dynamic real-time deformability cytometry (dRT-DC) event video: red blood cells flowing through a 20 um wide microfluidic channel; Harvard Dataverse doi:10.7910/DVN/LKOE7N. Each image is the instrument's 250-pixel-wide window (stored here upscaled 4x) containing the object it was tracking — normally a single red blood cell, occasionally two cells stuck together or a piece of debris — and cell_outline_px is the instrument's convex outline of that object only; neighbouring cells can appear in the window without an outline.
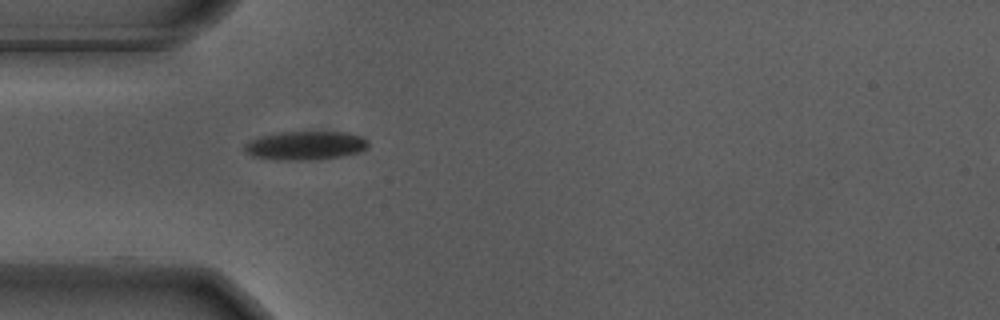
{"species": "Egyptian fruit bat (a non-hibernating species)", "species_latin": "Rousettus aegyptiacus", "temperature_condition": "warm", "stored_images_in_passage": 33, "camera_frame_rate_fps": 3000, "um_per_image_px": 0.085, "animal": {"sex": "male"}, "frame": {"image": 1, "passage_image": 1, "time_ms": 0.0, "image_size_px": [1000, 320], "cell_outline_px": [[368, 144], [360, 152], [344, 156], [312, 160], [276, 160], [252, 156], [244, 148], [244, 144], [260, 136], [280, 132], [348, 132], [360, 136], [368, 140]], "centroid_in_image_um": [25.97, 12.37], "position_along_channel_um": 59.0, "area_um2": 20.69}}
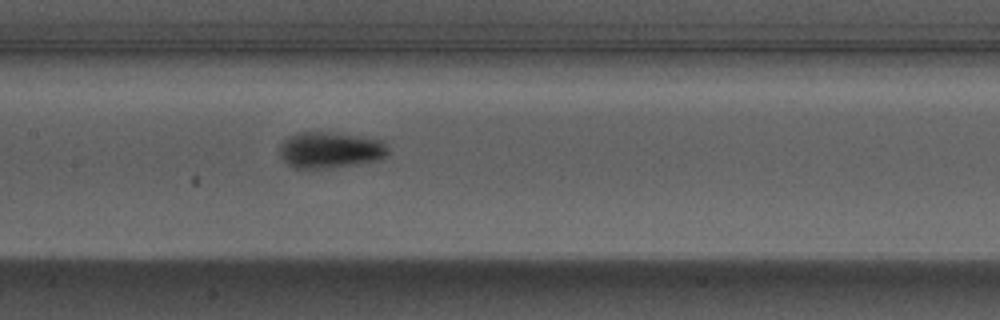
{"frame": {"image": 2, "passage_image": 11, "time_ms": 3.333, "image_size_px": [1000, 320], "cell_outline_px": [[388, 152], [384, 156], [372, 160], [352, 164], [328, 168], [292, 168], [280, 156], [280, 144], [288, 136], [296, 132], [328, 132], [384, 140], [388, 148]], "centroid_in_image_um": [28.0, 12.73], "position_along_channel_um": 179.4, "area_um2": 22.54}}
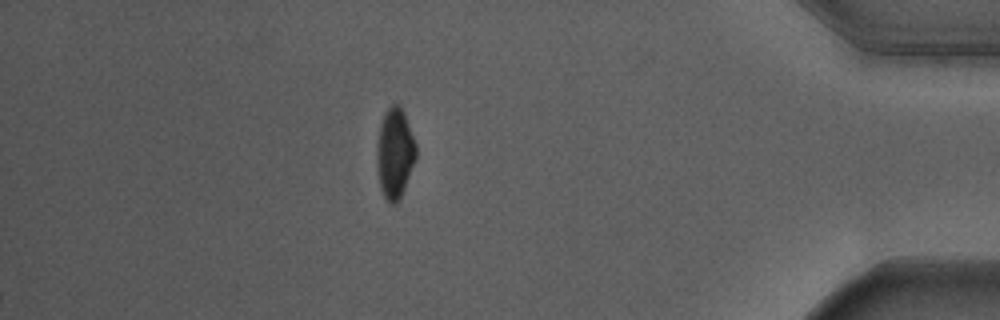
{"frame": {"image": 3, "passage_image": 33, "time_ms": 10.667, "image_size_px": [1000, 320], "cell_outline_px": [[416, 160], [404, 188], [396, 204], [392, 204], [384, 196], [380, 188], [376, 160], [376, 152], [380, 124], [388, 108], [392, 104], [400, 104], [404, 112], [416, 144]], "centroid_in_image_um": [33.56, 13.01], "position_along_channel_um": 401.6, "area_um2": 20.46}, "authors_computed_cell_mechanics": {"area_um2": 21.6172, "velocity_mm_per_s": 3.6704, "shape_relaxation_time_tau1_ms": 2.4601, "shape_relaxation_time_tau2_ms": null, "deformation_change_tau1": 0.178, "deformation_change_tau2": null}}